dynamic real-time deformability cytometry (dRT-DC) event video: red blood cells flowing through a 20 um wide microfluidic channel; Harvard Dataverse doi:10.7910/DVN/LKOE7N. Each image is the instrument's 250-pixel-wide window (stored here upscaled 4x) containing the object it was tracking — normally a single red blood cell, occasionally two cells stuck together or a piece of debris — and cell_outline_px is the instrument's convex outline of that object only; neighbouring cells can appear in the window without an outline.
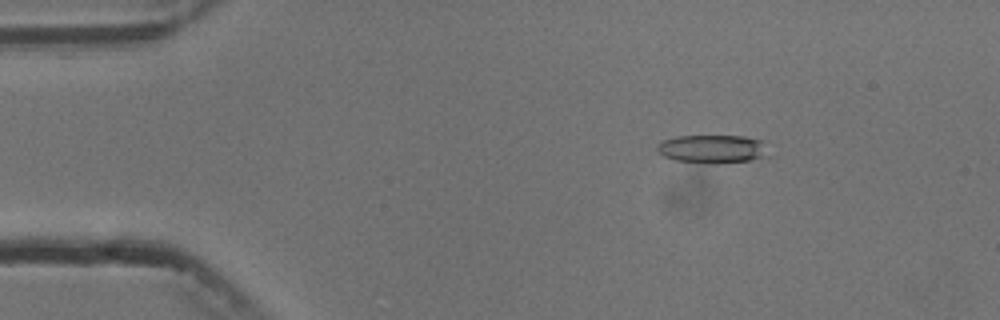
{"species": "common noctule bat (a hibernating species)", "species_latin": "Nyctalus noctula", "temperature_condition": "cold", "stored_images_in_passage": 5, "camera_frame_rate_fps": 3000, "um_per_image_px": 0.085, "animal": {"sex": "male", "body_mass_g": 13.3}, "frame": {"image": 1, "passage_image": 2, "time_ms": 2.0, "image_size_px": [1000, 320], "cell_outline_px": [[776, 156], [752, 160], [716, 164], [708, 164], [676, 160], [664, 156], [656, 148], [656, 144], [664, 140], [676, 136], [744, 136], [760, 140]], "centroid_in_image_um": [60.67, 12.68], "position_along_channel_um": 24.3, "area_um2": 18.9}}